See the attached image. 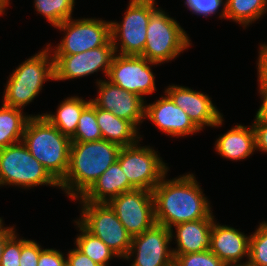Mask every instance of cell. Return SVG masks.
Segmentation results:
<instances>
[{
  "label": "cell",
  "mask_w": 267,
  "mask_h": 266,
  "mask_svg": "<svg viewBox=\"0 0 267 266\" xmlns=\"http://www.w3.org/2000/svg\"><path fill=\"white\" fill-rule=\"evenodd\" d=\"M74 223H76L80 232L74 244H76V248L84 255L91 258L100 266H109L108 262L111 259L119 258V256L104 244L100 238L88 232L77 220Z\"/></svg>",
  "instance_id": "d4e9b609"
},
{
  "label": "cell",
  "mask_w": 267,
  "mask_h": 266,
  "mask_svg": "<svg viewBox=\"0 0 267 266\" xmlns=\"http://www.w3.org/2000/svg\"><path fill=\"white\" fill-rule=\"evenodd\" d=\"M156 6L155 0H130L122 22L110 21L111 41L116 54L140 56L143 53L147 26L151 15L158 9Z\"/></svg>",
  "instance_id": "52a82bcc"
},
{
  "label": "cell",
  "mask_w": 267,
  "mask_h": 266,
  "mask_svg": "<svg viewBox=\"0 0 267 266\" xmlns=\"http://www.w3.org/2000/svg\"><path fill=\"white\" fill-rule=\"evenodd\" d=\"M98 97L91 101L99 108L112 112L115 116L130 121L137 129L145 119V99L126 91L109 80H97Z\"/></svg>",
  "instance_id": "9a60e30c"
},
{
  "label": "cell",
  "mask_w": 267,
  "mask_h": 266,
  "mask_svg": "<svg viewBox=\"0 0 267 266\" xmlns=\"http://www.w3.org/2000/svg\"><path fill=\"white\" fill-rule=\"evenodd\" d=\"M54 28L64 31L65 36L53 49L50 43L47 45L52 55H74L100 46H113L110 21L72 17Z\"/></svg>",
  "instance_id": "ba28073f"
},
{
  "label": "cell",
  "mask_w": 267,
  "mask_h": 266,
  "mask_svg": "<svg viewBox=\"0 0 267 266\" xmlns=\"http://www.w3.org/2000/svg\"><path fill=\"white\" fill-rule=\"evenodd\" d=\"M139 143L121 147L117 161L135 189L152 191L167 175L169 167L157 154L158 151L150 146H140Z\"/></svg>",
  "instance_id": "30bf717a"
},
{
  "label": "cell",
  "mask_w": 267,
  "mask_h": 266,
  "mask_svg": "<svg viewBox=\"0 0 267 266\" xmlns=\"http://www.w3.org/2000/svg\"><path fill=\"white\" fill-rule=\"evenodd\" d=\"M66 257L62 251L57 249H42L37 266H65Z\"/></svg>",
  "instance_id": "836d02e7"
},
{
  "label": "cell",
  "mask_w": 267,
  "mask_h": 266,
  "mask_svg": "<svg viewBox=\"0 0 267 266\" xmlns=\"http://www.w3.org/2000/svg\"><path fill=\"white\" fill-rule=\"evenodd\" d=\"M31 189L38 185L60 187L21 141L0 149V186Z\"/></svg>",
  "instance_id": "5b68a950"
},
{
  "label": "cell",
  "mask_w": 267,
  "mask_h": 266,
  "mask_svg": "<svg viewBox=\"0 0 267 266\" xmlns=\"http://www.w3.org/2000/svg\"><path fill=\"white\" fill-rule=\"evenodd\" d=\"M120 148L105 139L72 142L68 172L59 183V188L72 201L81 197L117 160Z\"/></svg>",
  "instance_id": "7a4b0ae2"
},
{
  "label": "cell",
  "mask_w": 267,
  "mask_h": 266,
  "mask_svg": "<svg viewBox=\"0 0 267 266\" xmlns=\"http://www.w3.org/2000/svg\"><path fill=\"white\" fill-rule=\"evenodd\" d=\"M72 142H89L102 139V133L96 119V105L91 103L82 111Z\"/></svg>",
  "instance_id": "83f0119b"
},
{
  "label": "cell",
  "mask_w": 267,
  "mask_h": 266,
  "mask_svg": "<svg viewBox=\"0 0 267 266\" xmlns=\"http://www.w3.org/2000/svg\"><path fill=\"white\" fill-rule=\"evenodd\" d=\"M42 246L34 240L21 239V255L19 266H37Z\"/></svg>",
  "instance_id": "d6a6232c"
},
{
  "label": "cell",
  "mask_w": 267,
  "mask_h": 266,
  "mask_svg": "<svg viewBox=\"0 0 267 266\" xmlns=\"http://www.w3.org/2000/svg\"><path fill=\"white\" fill-rule=\"evenodd\" d=\"M227 266H247V265H227Z\"/></svg>",
  "instance_id": "b9f144b4"
},
{
  "label": "cell",
  "mask_w": 267,
  "mask_h": 266,
  "mask_svg": "<svg viewBox=\"0 0 267 266\" xmlns=\"http://www.w3.org/2000/svg\"><path fill=\"white\" fill-rule=\"evenodd\" d=\"M258 53V82H267V44L260 43Z\"/></svg>",
  "instance_id": "8d00e7d4"
},
{
  "label": "cell",
  "mask_w": 267,
  "mask_h": 266,
  "mask_svg": "<svg viewBox=\"0 0 267 266\" xmlns=\"http://www.w3.org/2000/svg\"><path fill=\"white\" fill-rule=\"evenodd\" d=\"M96 119L102 133V139L120 147L130 146L141 141L139 129L130 121L119 118L110 111L96 106Z\"/></svg>",
  "instance_id": "7402d4cb"
},
{
  "label": "cell",
  "mask_w": 267,
  "mask_h": 266,
  "mask_svg": "<svg viewBox=\"0 0 267 266\" xmlns=\"http://www.w3.org/2000/svg\"><path fill=\"white\" fill-rule=\"evenodd\" d=\"M75 0H34L35 10L53 27L72 18Z\"/></svg>",
  "instance_id": "4316f807"
},
{
  "label": "cell",
  "mask_w": 267,
  "mask_h": 266,
  "mask_svg": "<svg viewBox=\"0 0 267 266\" xmlns=\"http://www.w3.org/2000/svg\"><path fill=\"white\" fill-rule=\"evenodd\" d=\"M171 231L165 226L155 224L142 234L132 237L130 250L125 257L131 258L130 266H174L173 248H170Z\"/></svg>",
  "instance_id": "4fadbf2b"
},
{
  "label": "cell",
  "mask_w": 267,
  "mask_h": 266,
  "mask_svg": "<svg viewBox=\"0 0 267 266\" xmlns=\"http://www.w3.org/2000/svg\"><path fill=\"white\" fill-rule=\"evenodd\" d=\"M145 118H148L147 120H150L163 134L171 137H185L201 131L166 93L154 103L145 104Z\"/></svg>",
  "instance_id": "e0dca14e"
},
{
  "label": "cell",
  "mask_w": 267,
  "mask_h": 266,
  "mask_svg": "<svg viewBox=\"0 0 267 266\" xmlns=\"http://www.w3.org/2000/svg\"><path fill=\"white\" fill-rule=\"evenodd\" d=\"M255 134V149L267 153V119H255L252 123Z\"/></svg>",
  "instance_id": "e575fe53"
},
{
  "label": "cell",
  "mask_w": 267,
  "mask_h": 266,
  "mask_svg": "<svg viewBox=\"0 0 267 266\" xmlns=\"http://www.w3.org/2000/svg\"><path fill=\"white\" fill-rule=\"evenodd\" d=\"M23 110L2 104L0 108V149L21 142L27 121L31 116Z\"/></svg>",
  "instance_id": "cb8c5ba5"
},
{
  "label": "cell",
  "mask_w": 267,
  "mask_h": 266,
  "mask_svg": "<svg viewBox=\"0 0 267 266\" xmlns=\"http://www.w3.org/2000/svg\"><path fill=\"white\" fill-rule=\"evenodd\" d=\"M174 266H227L209 249L199 253L174 254Z\"/></svg>",
  "instance_id": "f546056e"
},
{
  "label": "cell",
  "mask_w": 267,
  "mask_h": 266,
  "mask_svg": "<svg viewBox=\"0 0 267 266\" xmlns=\"http://www.w3.org/2000/svg\"><path fill=\"white\" fill-rule=\"evenodd\" d=\"M165 93L172 99L175 105L184 110L192 122L202 130L205 126L221 127L223 115L212 103L209 95L192 90L191 88L169 85Z\"/></svg>",
  "instance_id": "2e32d148"
},
{
  "label": "cell",
  "mask_w": 267,
  "mask_h": 266,
  "mask_svg": "<svg viewBox=\"0 0 267 266\" xmlns=\"http://www.w3.org/2000/svg\"><path fill=\"white\" fill-rule=\"evenodd\" d=\"M15 231L14 226L4 227V225L0 228V261L1 255L4 247V243L6 239Z\"/></svg>",
  "instance_id": "f35d334b"
},
{
  "label": "cell",
  "mask_w": 267,
  "mask_h": 266,
  "mask_svg": "<svg viewBox=\"0 0 267 266\" xmlns=\"http://www.w3.org/2000/svg\"><path fill=\"white\" fill-rule=\"evenodd\" d=\"M10 4V0H0V16L4 14L6 7Z\"/></svg>",
  "instance_id": "ab89813d"
},
{
  "label": "cell",
  "mask_w": 267,
  "mask_h": 266,
  "mask_svg": "<svg viewBox=\"0 0 267 266\" xmlns=\"http://www.w3.org/2000/svg\"><path fill=\"white\" fill-rule=\"evenodd\" d=\"M3 219L0 217V228L3 226Z\"/></svg>",
  "instance_id": "60d3db41"
},
{
  "label": "cell",
  "mask_w": 267,
  "mask_h": 266,
  "mask_svg": "<svg viewBox=\"0 0 267 266\" xmlns=\"http://www.w3.org/2000/svg\"><path fill=\"white\" fill-rule=\"evenodd\" d=\"M14 231L5 241L0 266H19L21 255V238Z\"/></svg>",
  "instance_id": "1f68e13d"
},
{
  "label": "cell",
  "mask_w": 267,
  "mask_h": 266,
  "mask_svg": "<svg viewBox=\"0 0 267 266\" xmlns=\"http://www.w3.org/2000/svg\"><path fill=\"white\" fill-rule=\"evenodd\" d=\"M81 217L77 220L88 232L100 238L119 258L127 256L132 237L108 203L80 202Z\"/></svg>",
  "instance_id": "9c48e42d"
},
{
  "label": "cell",
  "mask_w": 267,
  "mask_h": 266,
  "mask_svg": "<svg viewBox=\"0 0 267 266\" xmlns=\"http://www.w3.org/2000/svg\"><path fill=\"white\" fill-rule=\"evenodd\" d=\"M152 194L156 224L170 230L183 222L214 218L210 201L192 173L171 180L165 175Z\"/></svg>",
  "instance_id": "6da1fadb"
},
{
  "label": "cell",
  "mask_w": 267,
  "mask_h": 266,
  "mask_svg": "<svg viewBox=\"0 0 267 266\" xmlns=\"http://www.w3.org/2000/svg\"><path fill=\"white\" fill-rule=\"evenodd\" d=\"M250 235L247 236L231 226L221 225L214 219L211 228V247L226 265H247L249 260ZM244 257L248 259L241 262Z\"/></svg>",
  "instance_id": "ac0fdd59"
},
{
  "label": "cell",
  "mask_w": 267,
  "mask_h": 266,
  "mask_svg": "<svg viewBox=\"0 0 267 266\" xmlns=\"http://www.w3.org/2000/svg\"><path fill=\"white\" fill-rule=\"evenodd\" d=\"M267 12V0H226V20L248 27Z\"/></svg>",
  "instance_id": "484cf974"
},
{
  "label": "cell",
  "mask_w": 267,
  "mask_h": 266,
  "mask_svg": "<svg viewBox=\"0 0 267 266\" xmlns=\"http://www.w3.org/2000/svg\"><path fill=\"white\" fill-rule=\"evenodd\" d=\"M22 142L29 152L60 183L69 168L71 139L63 135L44 116H31Z\"/></svg>",
  "instance_id": "3957f363"
},
{
  "label": "cell",
  "mask_w": 267,
  "mask_h": 266,
  "mask_svg": "<svg viewBox=\"0 0 267 266\" xmlns=\"http://www.w3.org/2000/svg\"><path fill=\"white\" fill-rule=\"evenodd\" d=\"M213 222L214 218H205L175 225L176 233L170 230L171 239L175 238L177 244L172 249L173 254L199 253L210 249Z\"/></svg>",
  "instance_id": "d6986e66"
},
{
  "label": "cell",
  "mask_w": 267,
  "mask_h": 266,
  "mask_svg": "<svg viewBox=\"0 0 267 266\" xmlns=\"http://www.w3.org/2000/svg\"><path fill=\"white\" fill-rule=\"evenodd\" d=\"M184 4L193 14L205 18L216 14L219 8L223 7L219 18L226 19V0H185Z\"/></svg>",
  "instance_id": "4dcf8cb0"
},
{
  "label": "cell",
  "mask_w": 267,
  "mask_h": 266,
  "mask_svg": "<svg viewBox=\"0 0 267 266\" xmlns=\"http://www.w3.org/2000/svg\"><path fill=\"white\" fill-rule=\"evenodd\" d=\"M215 150L227 160L240 161L250 157L255 152V134L250 127L237 124L229 131L219 136L215 141Z\"/></svg>",
  "instance_id": "44dd1931"
},
{
  "label": "cell",
  "mask_w": 267,
  "mask_h": 266,
  "mask_svg": "<svg viewBox=\"0 0 267 266\" xmlns=\"http://www.w3.org/2000/svg\"><path fill=\"white\" fill-rule=\"evenodd\" d=\"M66 255V264L69 266H100L77 248L69 250Z\"/></svg>",
  "instance_id": "d590c367"
},
{
  "label": "cell",
  "mask_w": 267,
  "mask_h": 266,
  "mask_svg": "<svg viewBox=\"0 0 267 266\" xmlns=\"http://www.w3.org/2000/svg\"><path fill=\"white\" fill-rule=\"evenodd\" d=\"M153 65L160 64L142 56L115 54L106 78L114 85L144 99L145 95L156 91L155 75L151 69Z\"/></svg>",
  "instance_id": "7c38bea8"
},
{
  "label": "cell",
  "mask_w": 267,
  "mask_h": 266,
  "mask_svg": "<svg viewBox=\"0 0 267 266\" xmlns=\"http://www.w3.org/2000/svg\"><path fill=\"white\" fill-rule=\"evenodd\" d=\"M91 103L78 96H71L60 102L55 114L42 113L38 116H44L53 124L63 135L71 138L76 131L78 121L82 111Z\"/></svg>",
  "instance_id": "603a6c76"
},
{
  "label": "cell",
  "mask_w": 267,
  "mask_h": 266,
  "mask_svg": "<svg viewBox=\"0 0 267 266\" xmlns=\"http://www.w3.org/2000/svg\"><path fill=\"white\" fill-rule=\"evenodd\" d=\"M50 53L46 46L14 69L5 86L4 105L23 110L41 92L43 83L54 80V59Z\"/></svg>",
  "instance_id": "277c9868"
},
{
  "label": "cell",
  "mask_w": 267,
  "mask_h": 266,
  "mask_svg": "<svg viewBox=\"0 0 267 266\" xmlns=\"http://www.w3.org/2000/svg\"><path fill=\"white\" fill-rule=\"evenodd\" d=\"M188 36L177 20L160 7L150 17L146 44L140 56L160 65L172 61L191 46Z\"/></svg>",
  "instance_id": "8992f818"
},
{
  "label": "cell",
  "mask_w": 267,
  "mask_h": 266,
  "mask_svg": "<svg viewBox=\"0 0 267 266\" xmlns=\"http://www.w3.org/2000/svg\"><path fill=\"white\" fill-rule=\"evenodd\" d=\"M134 189L116 160L81 197L74 200L107 203L113 197Z\"/></svg>",
  "instance_id": "ffe728a7"
},
{
  "label": "cell",
  "mask_w": 267,
  "mask_h": 266,
  "mask_svg": "<svg viewBox=\"0 0 267 266\" xmlns=\"http://www.w3.org/2000/svg\"><path fill=\"white\" fill-rule=\"evenodd\" d=\"M247 266H267V222L259 223L250 234L249 260Z\"/></svg>",
  "instance_id": "f1b7e54d"
},
{
  "label": "cell",
  "mask_w": 267,
  "mask_h": 266,
  "mask_svg": "<svg viewBox=\"0 0 267 266\" xmlns=\"http://www.w3.org/2000/svg\"><path fill=\"white\" fill-rule=\"evenodd\" d=\"M115 54L114 46H100L74 55H52L54 81L79 79L99 70L108 76Z\"/></svg>",
  "instance_id": "5bb4252c"
},
{
  "label": "cell",
  "mask_w": 267,
  "mask_h": 266,
  "mask_svg": "<svg viewBox=\"0 0 267 266\" xmlns=\"http://www.w3.org/2000/svg\"><path fill=\"white\" fill-rule=\"evenodd\" d=\"M107 203L131 237L156 224L152 191L134 189L113 197Z\"/></svg>",
  "instance_id": "8fae6325"
},
{
  "label": "cell",
  "mask_w": 267,
  "mask_h": 266,
  "mask_svg": "<svg viewBox=\"0 0 267 266\" xmlns=\"http://www.w3.org/2000/svg\"><path fill=\"white\" fill-rule=\"evenodd\" d=\"M259 93L261 96V105L258 109L255 119H267V82H258Z\"/></svg>",
  "instance_id": "74e56055"
}]
</instances>
